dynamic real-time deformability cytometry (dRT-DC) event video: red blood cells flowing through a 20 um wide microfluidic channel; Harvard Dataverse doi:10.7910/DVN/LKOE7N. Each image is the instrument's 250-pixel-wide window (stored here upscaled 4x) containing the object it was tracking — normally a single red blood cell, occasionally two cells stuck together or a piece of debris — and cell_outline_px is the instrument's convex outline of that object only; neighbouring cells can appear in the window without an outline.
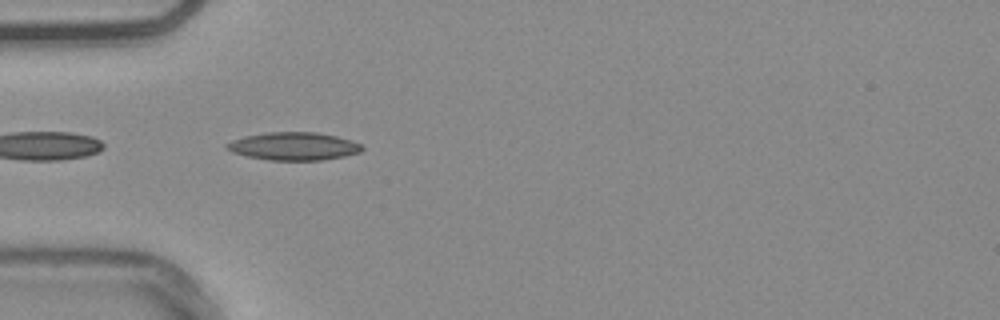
{"species": "common noctule bat (a hibernating species)", "species_latin": "Nyctalus noctula", "temperature_condition": "warm", "stored_images_in_passage": 10, "camera_frame_rate_fps": 3000, "um_per_image_px": 0.085, "animal": {"sex": "male", "body_mass_g": 20.4}, "frame": {"image": 1, "passage_image": 2, "time_ms": 0.333, "image_size_px": [1000, 320], "cell_outline_px": [[364, 148], [360, 152], [344, 156], [320, 160], [268, 160], [248, 156], [232, 152], [224, 148], [224, 144], [232, 140], [244, 136], [268, 132], [316, 132], [336, 136], [352, 140], [360, 144]], "centroid_in_image_um": [24.94, 12.42], "position_along_channel_um": 60.1, "area_um2": 22.02}}
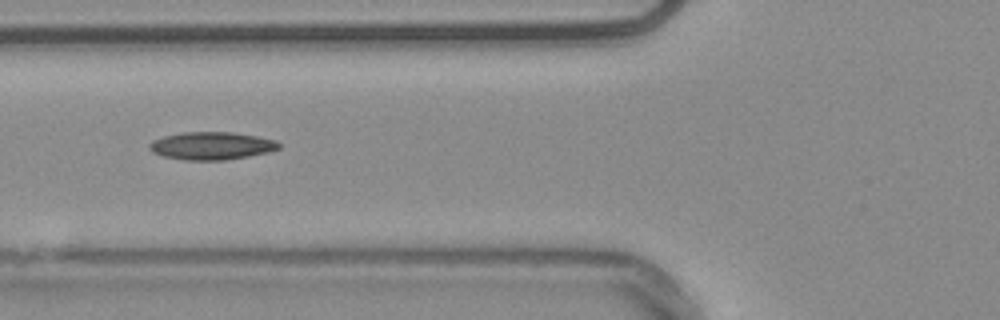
{"frame": {"image": 2, "passage_image": 6, "time_ms": 1.667, "image_size_px": [1000, 320], "cell_outline_px": [[280, 148], [268, 152], [248, 156], [224, 160], [184, 160], [164, 156], [152, 152], [148, 148], [148, 144], [152, 140], [164, 136], [184, 132], [232, 132], [256, 136], [276, 140], [280, 144]], "centroid_in_image_um": [17.96, 12.39], "position_along_channel_um": 107.8, "area_um2": 20.92}}